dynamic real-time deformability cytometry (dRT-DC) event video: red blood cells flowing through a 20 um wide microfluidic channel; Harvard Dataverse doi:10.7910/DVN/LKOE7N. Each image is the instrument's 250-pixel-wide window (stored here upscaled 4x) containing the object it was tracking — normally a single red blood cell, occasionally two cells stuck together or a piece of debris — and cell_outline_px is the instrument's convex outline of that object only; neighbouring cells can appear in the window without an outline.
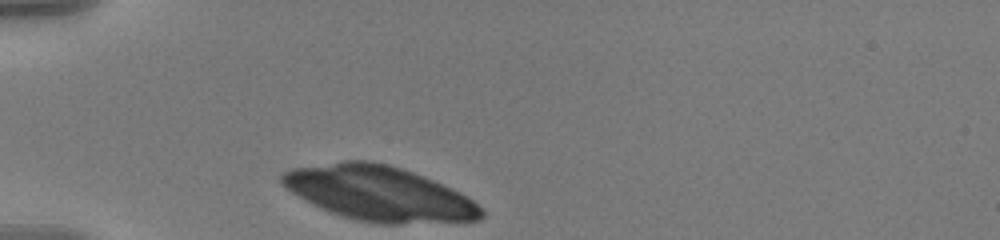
{"species": "human", "species_latin": "Homo sapiens", "temperature_condition": "warm", "stored_images_in_passage": 33, "camera_frame_rate_fps": 3000, "um_per_image_px": 0.085, "donor": {"sex": "male"}, "frame": {"image": 1, "passage_image": 1, "time_ms": 0.0, "image_size_px": [1000, 240], "cell_outline_px": [[484, 216], [480, 220], [400, 224], [372, 224], [356, 220], [328, 212], [312, 204], [292, 192], [280, 180], [280, 176], [284, 172], [292, 168], [344, 160], [372, 160], [388, 164], [424, 176], [452, 188], [472, 200], [484, 208]], "centroid_in_image_um": [32.24, 16.45], "position_along_channel_um": 52.8, "area_um2": 63.75}}
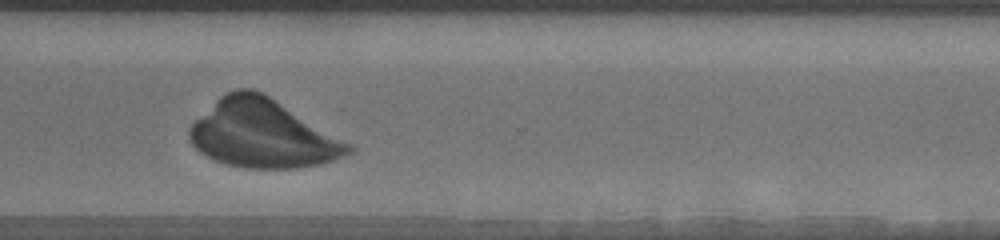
{"frame": {"image": 2, "passage_image": 28, "time_ms": 9.0, "image_size_px": [1000, 240], "cell_outline_px": [[356, 148], [352, 152], [332, 160], [320, 164], [296, 168], [244, 168], [224, 164], [200, 152], [192, 144], [188, 136], [188, 128], [224, 92], [236, 88], [252, 88], [264, 92], [352, 144]], "centroid_in_image_um": [22.33, 11.36], "position_along_channel_um": 348.3, "area_um2": 63.18}}
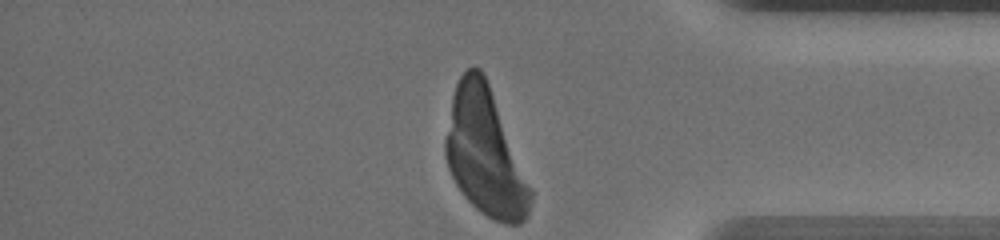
{"frame": {"image": 3, "passage_image": 33, "time_ms": 10.667, "image_size_px": [1000, 240], "cell_outline_px": [[532, 200], [528, 216], [520, 224], [504, 224], [480, 212], [464, 196], [456, 184], [448, 168], [444, 156], [444, 140], [452, 96], [456, 84], [460, 76], [472, 64], [480, 68], [488, 84], [532, 188]], "centroid_in_image_um": [41.21, 12.99], "position_along_channel_um": 394.0, "area_um2": 62.6}}